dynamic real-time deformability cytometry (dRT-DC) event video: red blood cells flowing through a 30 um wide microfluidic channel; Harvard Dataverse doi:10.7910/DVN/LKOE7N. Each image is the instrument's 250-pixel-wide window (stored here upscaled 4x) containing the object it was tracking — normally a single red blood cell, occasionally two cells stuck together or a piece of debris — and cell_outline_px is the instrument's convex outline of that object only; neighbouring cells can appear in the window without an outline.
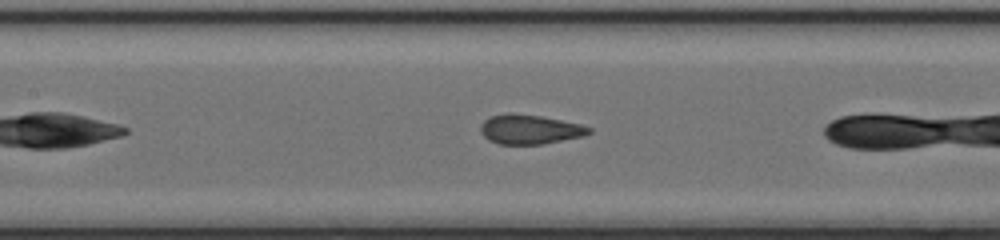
{"species": "common noctule bat (a hibernating species)", "species_latin": "Nyctalus noctula", "temperature_condition": "cold", "stored_images_in_passage": 8, "camera_frame_rate_fps": 3000, "um_per_image_px": 0.085, "animal": {"sex": "female", "body_mass_g": 17.0, "forearm_length_mm": 48.0}, "frame": {"image": 1, "passage_image": 7, "time_ms": 2.0, "image_size_px": [1000, 240], "cell_outline_px": [[592, 132], [584, 136], [544, 144], [500, 144], [488, 140], [480, 132], [480, 124], [484, 120], [492, 116], [508, 112], [540, 116], [580, 124], [592, 128]], "centroid_in_image_um": [45.02, 11.0], "position_along_channel_um": 162.4, "area_um2": 18.67}}